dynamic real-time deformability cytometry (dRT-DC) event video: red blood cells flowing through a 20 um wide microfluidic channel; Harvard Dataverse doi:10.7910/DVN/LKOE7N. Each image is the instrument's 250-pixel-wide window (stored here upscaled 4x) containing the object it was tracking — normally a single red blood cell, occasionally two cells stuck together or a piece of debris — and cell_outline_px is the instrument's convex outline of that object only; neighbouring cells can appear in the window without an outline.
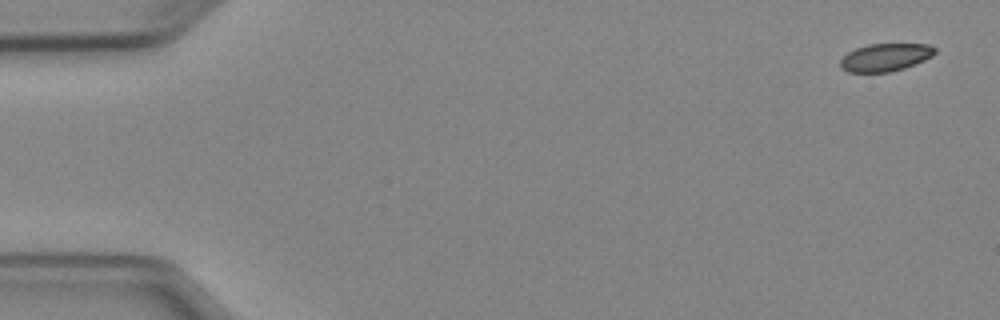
{"species": "Egyptian fruit bat (a non-hibernating species)", "species_latin": "Rousettus aegyptiacus", "temperature_condition": "cold", "stored_images_in_passage": 7, "segment_of_instrument_passage": [1, 2], "camera_frame_rate_fps": 3000, "um_per_image_px": 0.085, "animal": {"sex": "female"}, "frame": {"image": 1, "passage_image": 1, "time_ms": 0.0, "image_size_px": [1000, 320], "cell_outline_px": [[936, 52], [932, 56], [924, 60], [904, 68], [888, 72], [848, 72], [840, 68], [840, 60], [848, 52], [856, 48], [868, 44], [928, 44], [936, 48]], "centroid_in_image_um": [75.24, 4.87], "position_along_channel_um": 9.8, "area_um2": 15.26}}
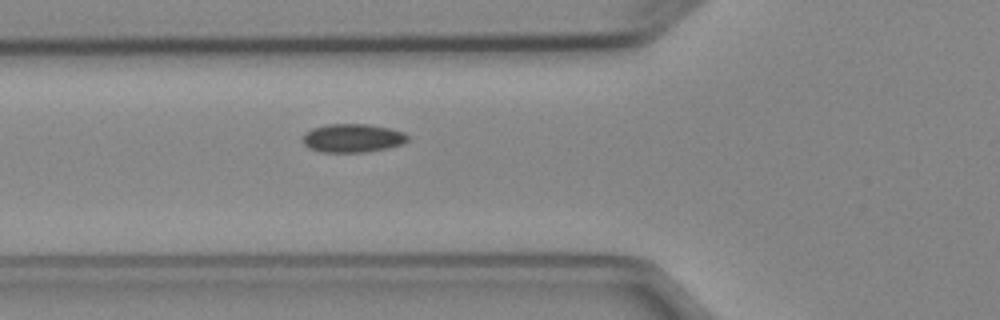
{"frame": {"image": 2, "passage_image": 6, "time_ms": 5.667, "image_size_px": [1000, 320], "cell_outline_px": [[408, 140], [400, 144], [388, 148], [364, 152], [320, 152], [308, 148], [300, 140], [304, 132], [312, 128], [328, 124], [368, 124], [388, 128], [404, 132], [408, 136]], "centroid_in_image_um": [29.9, 11.74], "position_along_channel_um": 95.9, "area_um2": 17.57}}